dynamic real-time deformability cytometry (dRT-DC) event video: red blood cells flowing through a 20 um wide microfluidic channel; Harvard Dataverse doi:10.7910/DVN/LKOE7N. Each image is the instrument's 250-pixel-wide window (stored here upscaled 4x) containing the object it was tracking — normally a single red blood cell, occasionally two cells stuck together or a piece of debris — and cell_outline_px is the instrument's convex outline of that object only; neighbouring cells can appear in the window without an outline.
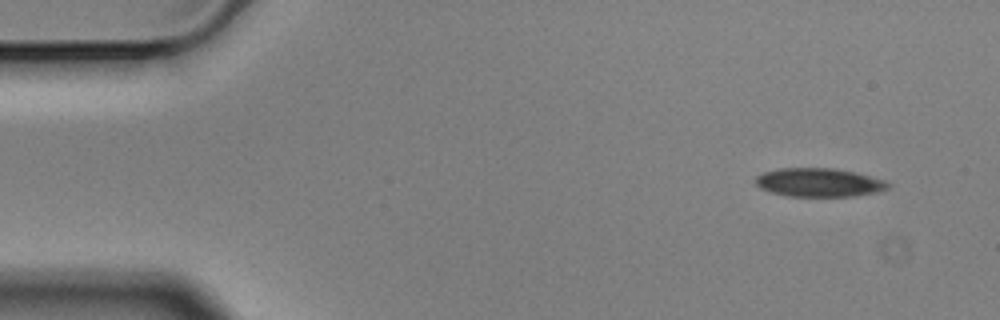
{"species": "Egyptian fruit bat (a non-hibernating species)", "species_latin": "Rousettus aegyptiacus", "temperature_condition": "cold", "stored_images_in_passage": 4, "camera_frame_rate_fps": 3000, "um_per_image_px": 0.085, "animal": {"sex": "male"}, "frame": {"image": 1, "passage_image": 1, "time_ms": 0.0, "image_size_px": [1000, 320], "cell_outline_px": [[892, 184], [888, 188], [876, 192], [852, 196], [788, 196], [772, 192], [760, 188], [756, 184], [756, 176], [764, 172], [780, 168], [832, 168], [852, 172], [884, 180]], "centroid_in_image_um": [69.6, 15.51], "position_along_channel_um": 15.4, "area_um2": 21.79}}
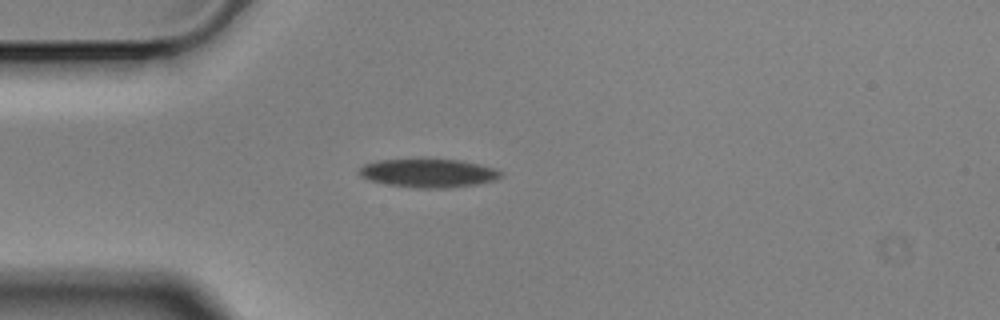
{"frame": {"image": 2, "passage_image": 3, "time_ms": 0.667, "image_size_px": [1000, 320], "cell_outline_px": [[504, 176], [496, 180], [476, 184], [448, 188], [416, 188], [388, 184], [372, 180], [360, 176], [360, 168], [364, 164], [380, 160], [424, 156], [460, 160], [480, 164], [504, 172]], "centroid_in_image_um": [36.45, 14.66], "position_along_channel_um": 48.5, "area_um2": 24.39}}